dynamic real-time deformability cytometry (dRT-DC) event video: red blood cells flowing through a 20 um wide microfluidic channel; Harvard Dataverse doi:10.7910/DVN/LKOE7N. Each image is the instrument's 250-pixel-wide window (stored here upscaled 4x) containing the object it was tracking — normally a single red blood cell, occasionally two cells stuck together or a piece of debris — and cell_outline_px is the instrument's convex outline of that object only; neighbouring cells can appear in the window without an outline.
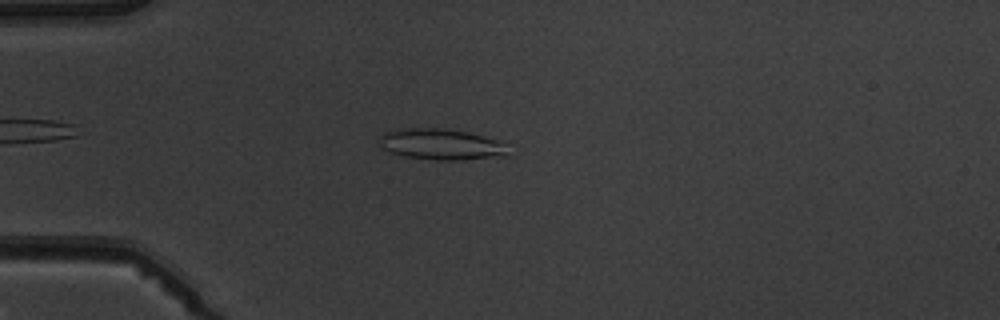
{"species": "common noctule bat (a hibernating species)", "species_latin": "Nyctalus noctula", "temperature_condition": "warm", "stored_images_in_passage": 4, "camera_frame_rate_fps": 3000, "um_per_image_px": 0.085, "animal": {"sex": "male", "body_mass_g": 19.5, "forearm_length_mm": 54.6}, "frame": {"image": 1, "passage_image": 4, "time_ms": 3.333, "image_size_px": [1000, 320], "cell_outline_px": [[508, 156], [456, 160], [436, 160], [404, 156], [392, 152], [384, 148], [380, 144], [380, 136], [384, 132], [392, 128], [440, 128], [468, 132], [484, 136], [496, 140], [500, 144]], "centroid_in_image_um": [37.41, 12.25], "position_along_channel_um": 47.6, "area_um2": 22.95}}